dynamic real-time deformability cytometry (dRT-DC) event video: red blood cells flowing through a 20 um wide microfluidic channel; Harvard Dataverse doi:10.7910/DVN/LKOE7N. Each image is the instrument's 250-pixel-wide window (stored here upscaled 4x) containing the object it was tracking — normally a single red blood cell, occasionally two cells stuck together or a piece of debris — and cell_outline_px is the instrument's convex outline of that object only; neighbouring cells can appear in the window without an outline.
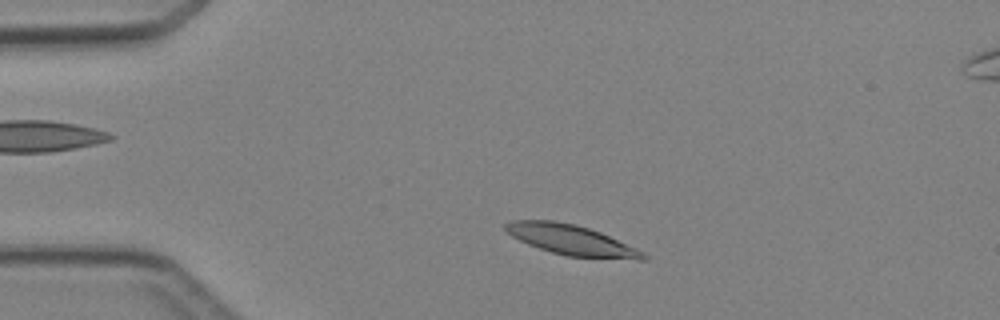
{"species": "Egyptian fruit bat (a non-hibernating species)", "species_latin": "Rousettus aegyptiacus", "temperature_condition": "cold", "stored_images_in_passage": 3, "camera_frame_rate_fps": 3000, "um_per_image_px": 0.085, "animal": {"sex": "female"}, "frame": {"image": 1, "passage_image": 1, "time_ms": 0.0, "image_size_px": [1000, 320], "cell_outline_px": [[648, 260], [636, 260], [568, 256], [552, 252], [528, 244], [512, 236], [504, 228], [504, 224], [512, 220], [552, 220], [572, 224], [588, 228], [600, 232], [636, 248], [644, 252], [648, 256]], "centroid_in_image_um": [48.6, 20.41], "position_along_channel_um": 36.4, "area_um2": 24.04}}